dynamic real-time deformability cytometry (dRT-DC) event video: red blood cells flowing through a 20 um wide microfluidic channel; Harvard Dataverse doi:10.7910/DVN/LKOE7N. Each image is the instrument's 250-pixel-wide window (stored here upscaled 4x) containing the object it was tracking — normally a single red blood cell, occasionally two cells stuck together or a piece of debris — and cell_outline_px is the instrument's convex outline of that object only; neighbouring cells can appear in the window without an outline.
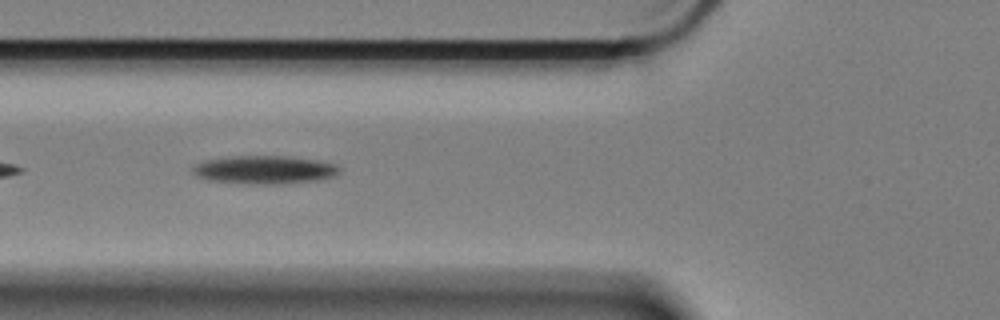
{"species": "Egyptian fruit bat (a non-hibernating species)", "species_latin": "Rousettus aegyptiacus", "temperature_condition": "cold", "stored_images_in_passage": 24, "camera_frame_rate_fps": 3000, "um_per_image_px": 0.085, "animal": {"sex": "female"}, "frame": {"image": 1, "passage_image": 7, "time_ms": 2.0, "image_size_px": [1000, 320], "cell_outline_px": [[340, 172], [336, 176], [316, 180], [264, 184], [208, 180], [196, 176], [192, 172], [192, 168], [196, 164], [204, 160], [228, 156], [292, 156], [320, 160], [336, 164], [340, 168]], "centroid_in_image_um": [22.5, 14.4], "position_along_channel_um": 103.3, "area_um2": 24.04}}